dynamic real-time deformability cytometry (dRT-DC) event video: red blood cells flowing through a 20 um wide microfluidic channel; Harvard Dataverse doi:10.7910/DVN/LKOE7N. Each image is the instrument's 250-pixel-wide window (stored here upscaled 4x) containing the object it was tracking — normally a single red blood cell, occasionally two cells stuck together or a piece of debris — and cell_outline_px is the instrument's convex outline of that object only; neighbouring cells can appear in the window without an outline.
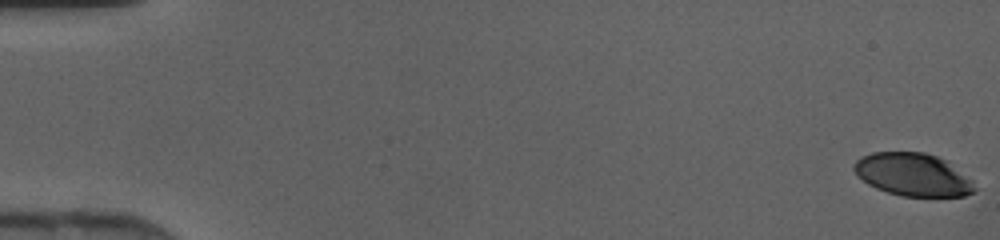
{"species": "human", "species_latin": "Homo sapiens", "temperature_condition": "cold", "stored_images_in_passage": 47, "camera_frame_rate_fps": 3000, "um_per_image_px": 0.085, "donor": {"sex": "female"}, "frame": {"image": 1, "passage_image": 1, "time_ms": 0.0, "image_size_px": [1000, 240], "cell_outline_px": [[976, 188], [972, 192], [964, 196], [904, 196], [888, 192], [876, 188], [868, 184], [852, 168], [852, 164], [856, 160], [872, 152], [924, 152], [936, 156], [944, 160], [972, 180]], "centroid_in_image_um": [77.58, 14.84], "position_along_channel_um": 7.4, "area_um2": 29.65}}
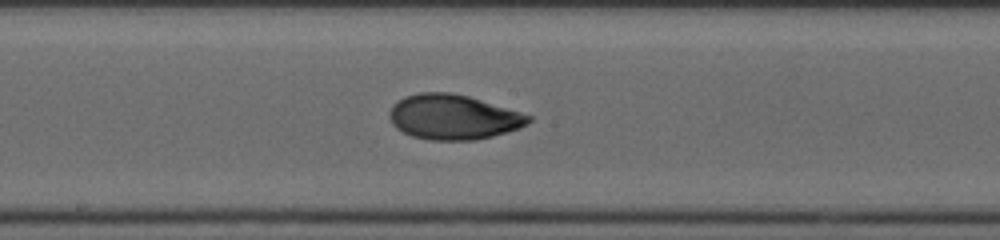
{"frame": {"image": 2, "passage_image": 26, "time_ms": 8.333, "image_size_px": [1000, 240], "cell_outline_px": [[532, 120], [528, 124], [520, 128], [508, 132], [476, 140], [432, 140], [412, 136], [396, 128], [392, 124], [388, 116], [388, 112], [392, 104], [404, 96], [420, 92], [452, 92], [468, 96], [520, 112], [532, 116]], "centroid_in_image_um": [38.5, 9.94], "position_along_channel_um": 209.7, "area_um2": 36.59}}
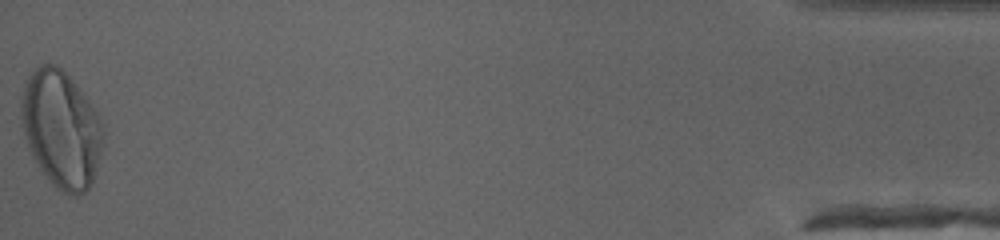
{"frame": {"image": 3, "passage_image": 47, "time_ms": 15.333, "image_size_px": [1000, 240], "cell_outline_px": [[104, 136], [92, 184], [84, 192], [76, 196], [68, 196], [60, 192], [48, 180], [32, 156], [24, 132], [20, 116], [20, 100], [24, 84], [28, 76], [40, 64], [56, 64], [72, 80], [96, 112], [100, 120], [104, 132]], "centroid_in_image_um": [5.18, 11.0], "position_along_channel_um": 430.0, "area_um2": 55.55}}